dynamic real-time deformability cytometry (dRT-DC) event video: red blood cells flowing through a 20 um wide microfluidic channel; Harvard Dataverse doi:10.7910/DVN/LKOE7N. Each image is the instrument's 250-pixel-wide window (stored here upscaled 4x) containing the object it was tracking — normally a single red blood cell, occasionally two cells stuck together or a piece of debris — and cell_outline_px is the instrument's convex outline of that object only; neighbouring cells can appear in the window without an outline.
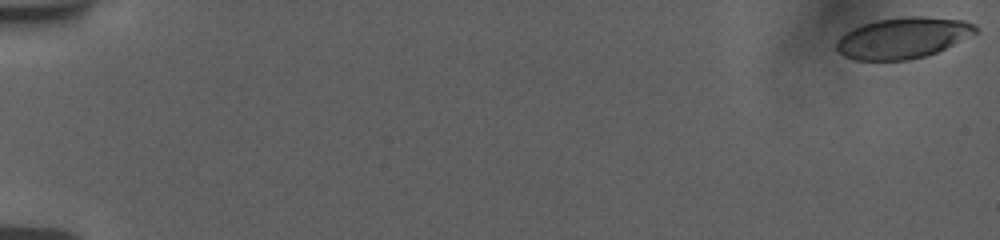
{"species": "human", "species_latin": "Homo sapiens", "temperature_condition": "room temperature", "stored_images_in_passage": 56, "camera_frame_rate_fps": 3000, "um_per_image_px": 0.085, "donor": {"sex": "female"}, "frame": {"image": 1, "passage_image": 1, "time_ms": 0.0, "image_size_px": [1000, 240], "cell_outline_px": [[980, 32], [936, 52], [924, 56], [908, 60], [856, 60], [844, 56], [836, 48], [836, 40], [840, 36], [852, 28], [876, 20], [904, 16], [924, 16], [964, 20], [976, 24], [980, 28]], "centroid_in_image_um": [76.79, 3.21], "position_along_channel_um": 8.2, "area_um2": 33.47}}
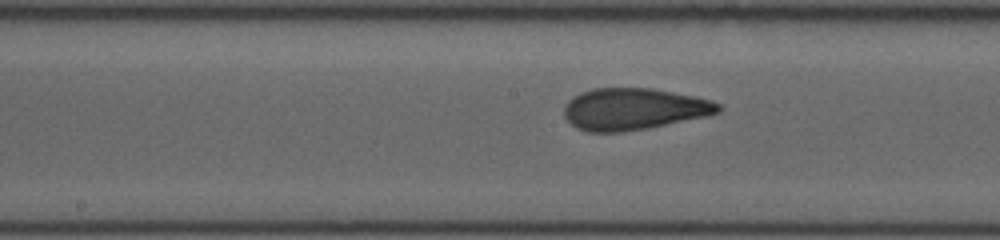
{"frame": {"image": 2, "passage_image": 31, "time_ms": 10.0, "image_size_px": [1000, 240], "cell_outline_px": [[720, 112], [704, 116], [644, 128], [620, 132], [588, 132], [576, 128], [564, 116], [564, 108], [568, 100], [572, 96], [592, 88], [652, 88], [696, 96], [712, 100], [720, 104]], "centroid_in_image_um": [53.83, 9.25], "position_along_channel_um": 194.4, "area_um2": 37.22}}
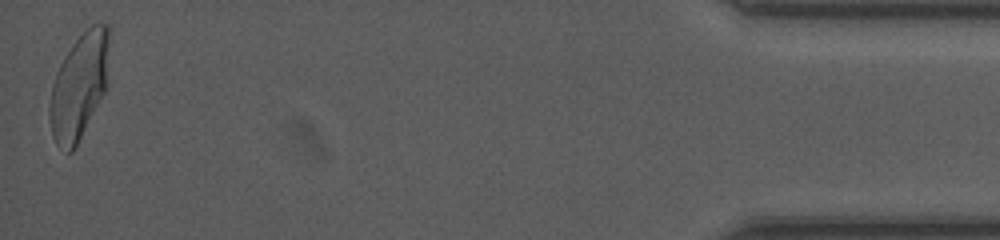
{"frame": {"image": 3, "passage_image": 56, "time_ms": 18.333, "image_size_px": [1000, 240], "cell_outline_px": [[112, 32], [108, 88], [72, 152], [68, 152], [56, 144], [52, 136], [48, 120], [48, 108], [52, 84], [56, 72], [60, 64], [72, 44], [92, 24], [108, 24], [112, 28]], "centroid_in_image_um": [6.78, 7.27], "position_along_channel_um": 428.4, "area_um2": 37.8}, "authors_computed_cell_mechanics": {"area_um2": 36.414, "velocity_mm_per_s": 3.7699, "shape_relaxation_time_tau1_ms": 6.1962, "shape_relaxation_time_tau2_ms": 1.1405, "deformation_change_tau1": 0.2151, "deformation_change_tau2": 0.0849}}